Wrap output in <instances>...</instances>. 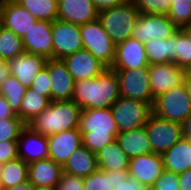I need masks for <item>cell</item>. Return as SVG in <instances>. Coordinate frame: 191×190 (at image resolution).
Returning <instances> with one entry per match:
<instances>
[{
  "label": "cell",
  "mask_w": 191,
  "mask_h": 190,
  "mask_svg": "<svg viewBox=\"0 0 191 190\" xmlns=\"http://www.w3.org/2000/svg\"><path fill=\"white\" fill-rule=\"evenodd\" d=\"M120 97L118 75L107 68L90 80L75 82L73 100L81 109L110 108Z\"/></svg>",
  "instance_id": "6da1fadb"
},
{
  "label": "cell",
  "mask_w": 191,
  "mask_h": 190,
  "mask_svg": "<svg viewBox=\"0 0 191 190\" xmlns=\"http://www.w3.org/2000/svg\"><path fill=\"white\" fill-rule=\"evenodd\" d=\"M79 130L83 146L95 154L119 133L111 108L82 109Z\"/></svg>",
  "instance_id": "7a4b0ae2"
},
{
  "label": "cell",
  "mask_w": 191,
  "mask_h": 190,
  "mask_svg": "<svg viewBox=\"0 0 191 190\" xmlns=\"http://www.w3.org/2000/svg\"><path fill=\"white\" fill-rule=\"evenodd\" d=\"M82 109L73 100L51 101L28 126L43 136L79 128Z\"/></svg>",
  "instance_id": "3957f363"
},
{
  "label": "cell",
  "mask_w": 191,
  "mask_h": 190,
  "mask_svg": "<svg viewBox=\"0 0 191 190\" xmlns=\"http://www.w3.org/2000/svg\"><path fill=\"white\" fill-rule=\"evenodd\" d=\"M140 12L132 0L98 13L104 31L115 45L131 37Z\"/></svg>",
  "instance_id": "277c9868"
},
{
  "label": "cell",
  "mask_w": 191,
  "mask_h": 190,
  "mask_svg": "<svg viewBox=\"0 0 191 190\" xmlns=\"http://www.w3.org/2000/svg\"><path fill=\"white\" fill-rule=\"evenodd\" d=\"M152 109L162 119L183 124L191 116V102L183 83L154 98Z\"/></svg>",
  "instance_id": "5b68a950"
},
{
  "label": "cell",
  "mask_w": 191,
  "mask_h": 190,
  "mask_svg": "<svg viewBox=\"0 0 191 190\" xmlns=\"http://www.w3.org/2000/svg\"><path fill=\"white\" fill-rule=\"evenodd\" d=\"M79 29L84 49L110 68L114 61L116 45L104 31L99 19L80 25Z\"/></svg>",
  "instance_id": "8992f818"
},
{
  "label": "cell",
  "mask_w": 191,
  "mask_h": 190,
  "mask_svg": "<svg viewBox=\"0 0 191 190\" xmlns=\"http://www.w3.org/2000/svg\"><path fill=\"white\" fill-rule=\"evenodd\" d=\"M110 108L119 132L144 127L153 114L152 105L124 97H119Z\"/></svg>",
  "instance_id": "52a82bcc"
},
{
  "label": "cell",
  "mask_w": 191,
  "mask_h": 190,
  "mask_svg": "<svg viewBox=\"0 0 191 190\" xmlns=\"http://www.w3.org/2000/svg\"><path fill=\"white\" fill-rule=\"evenodd\" d=\"M117 72L120 97L139 100L153 106L148 67L140 69H112Z\"/></svg>",
  "instance_id": "ba28073f"
},
{
  "label": "cell",
  "mask_w": 191,
  "mask_h": 190,
  "mask_svg": "<svg viewBox=\"0 0 191 190\" xmlns=\"http://www.w3.org/2000/svg\"><path fill=\"white\" fill-rule=\"evenodd\" d=\"M153 153L162 154L183 137L182 124L152 114L145 125Z\"/></svg>",
  "instance_id": "9c48e42d"
},
{
  "label": "cell",
  "mask_w": 191,
  "mask_h": 190,
  "mask_svg": "<svg viewBox=\"0 0 191 190\" xmlns=\"http://www.w3.org/2000/svg\"><path fill=\"white\" fill-rule=\"evenodd\" d=\"M178 30L179 28L167 15L140 13L131 37L144 44L151 39L165 40Z\"/></svg>",
  "instance_id": "30bf717a"
},
{
  "label": "cell",
  "mask_w": 191,
  "mask_h": 190,
  "mask_svg": "<svg viewBox=\"0 0 191 190\" xmlns=\"http://www.w3.org/2000/svg\"><path fill=\"white\" fill-rule=\"evenodd\" d=\"M53 59L61 60L84 49L79 25L61 20L52 22Z\"/></svg>",
  "instance_id": "8fae6325"
},
{
  "label": "cell",
  "mask_w": 191,
  "mask_h": 190,
  "mask_svg": "<svg viewBox=\"0 0 191 190\" xmlns=\"http://www.w3.org/2000/svg\"><path fill=\"white\" fill-rule=\"evenodd\" d=\"M153 98L183 83L186 70L174 62L148 66Z\"/></svg>",
  "instance_id": "7c38bea8"
},
{
  "label": "cell",
  "mask_w": 191,
  "mask_h": 190,
  "mask_svg": "<svg viewBox=\"0 0 191 190\" xmlns=\"http://www.w3.org/2000/svg\"><path fill=\"white\" fill-rule=\"evenodd\" d=\"M38 20L15 0H0V24L23 38Z\"/></svg>",
  "instance_id": "4fadbf2b"
},
{
  "label": "cell",
  "mask_w": 191,
  "mask_h": 190,
  "mask_svg": "<svg viewBox=\"0 0 191 190\" xmlns=\"http://www.w3.org/2000/svg\"><path fill=\"white\" fill-rule=\"evenodd\" d=\"M74 81L90 80L100 75L107 67L88 50L82 49L61 59Z\"/></svg>",
  "instance_id": "5bb4252c"
},
{
  "label": "cell",
  "mask_w": 191,
  "mask_h": 190,
  "mask_svg": "<svg viewBox=\"0 0 191 190\" xmlns=\"http://www.w3.org/2000/svg\"><path fill=\"white\" fill-rule=\"evenodd\" d=\"M48 155L55 163L62 167L70 155L83 145L79 128L66 130L47 136Z\"/></svg>",
  "instance_id": "9a60e30c"
},
{
  "label": "cell",
  "mask_w": 191,
  "mask_h": 190,
  "mask_svg": "<svg viewBox=\"0 0 191 190\" xmlns=\"http://www.w3.org/2000/svg\"><path fill=\"white\" fill-rule=\"evenodd\" d=\"M22 41L25 52L53 59L52 22L38 20Z\"/></svg>",
  "instance_id": "2e32d148"
},
{
  "label": "cell",
  "mask_w": 191,
  "mask_h": 190,
  "mask_svg": "<svg viewBox=\"0 0 191 190\" xmlns=\"http://www.w3.org/2000/svg\"><path fill=\"white\" fill-rule=\"evenodd\" d=\"M144 44L130 37L115 46V56L111 69H140L148 67Z\"/></svg>",
  "instance_id": "e0dca14e"
},
{
  "label": "cell",
  "mask_w": 191,
  "mask_h": 190,
  "mask_svg": "<svg viewBox=\"0 0 191 190\" xmlns=\"http://www.w3.org/2000/svg\"><path fill=\"white\" fill-rule=\"evenodd\" d=\"M164 171L161 154L151 153L130 158L128 174L136 178L147 188H151L154 182Z\"/></svg>",
  "instance_id": "ac0fdd59"
},
{
  "label": "cell",
  "mask_w": 191,
  "mask_h": 190,
  "mask_svg": "<svg viewBox=\"0 0 191 190\" xmlns=\"http://www.w3.org/2000/svg\"><path fill=\"white\" fill-rule=\"evenodd\" d=\"M17 148L18 157L27 164L49 158L47 136L33 131L28 125L19 134Z\"/></svg>",
  "instance_id": "d6986e66"
},
{
  "label": "cell",
  "mask_w": 191,
  "mask_h": 190,
  "mask_svg": "<svg viewBox=\"0 0 191 190\" xmlns=\"http://www.w3.org/2000/svg\"><path fill=\"white\" fill-rule=\"evenodd\" d=\"M47 61L44 56L24 52L7 61L9 74L26 88H30L38 73L45 68Z\"/></svg>",
  "instance_id": "ffe728a7"
},
{
  "label": "cell",
  "mask_w": 191,
  "mask_h": 190,
  "mask_svg": "<svg viewBox=\"0 0 191 190\" xmlns=\"http://www.w3.org/2000/svg\"><path fill=\"white\" fill-rule=\"evenodd\" d=\"M51 101L71 100L75 81L62 60L48 59Z\"/></svg>",
  "instance_id": "44dd1931"
},
{
  "label": "cell",
  "mask_w": 191,
  "mask_h": 190,
  "mask_svg": "<svg viewBox=\"0 0 191 190\" xmlns=\"http://www.w3.org/2000/svg\"><path fill=\"white\" fill-rule=\"evenodd\" d=\"M97 18L92 0H58V20L80 26Z\"/></svg>",
  "instance_id": "7402d4cb"
},
{
  "label": "cell",
  "mask_w": 191,
  "mask_h": 190,
  "mask_svg": "<svg viewBox=\"0 0 191 190\" xmlns=\"http://www.w3.org/2000/svg\"><path fill=\"white\" fill-rule=\"evenodd\" d=\"M62 172V166L49 158L28 164V180L34 187L57 186Z\"/></svg>",
  "instance_id": "603a6c76"
},
{
  "label": "cell",
  "mask_w": 191,
  "mask_h": 190,
  "mask_svg": "<svg viewBox=\"0 0 191 190\" xmlns=\"http://www.w3.org/2000/svg\"><path fill=\"white\" fill-rule=\"evenodd\" d=\"M161 157L164 170L180 174L191 169V140L182 137Z\"/></svg>",
  "instance_id": "cb8c5ba5"
},
{
  "label": "cell",
  "mask_w": 191,
  "mask_h": 190,
  "mask_svg": "<svg viewBox=\"0 0 191 190\" xmlns=\"http://www.w3.org/2000/svg\"><path fill=\"white\" fill-rule=\"evenodd\" d=\"M116 141L129 159L153 153L145 126L119 132L116 135Z\"/></svg>",
  "instance_id": "d4e9b609"
},
{
  "label": "cell",
  "mask_w": 191,
  "mask_h": 190,
  "mask_svg": "<svg viewBox=\"0 0 191 190\" xmlns=\"http://www.w3.org/2000/svg\"><path fill=\"white\" fill-rule=\"evenodd\" d=\"M95 155L98 169L101 171H128L130 159L116 140L104 146Z\"/></svg>",
  "instance_id": "484cf974"
},
{
  "label": "cell",
  "mask_w": 191,
  "mask_h": 190,
  "mask_svg": "<svg viewBox=\"0 0 191 190\" xmlns=\"http://www.w3.org/2000/svg\"><path fill=\"white\" fill-rule=\"evenodd\" d=\"M62 168L68 174L88 176L98 170L96 155L82 145L70 155Z\"/></svg>",
  "instance_id": "4316f807"
},
{
  "label": "cell",
  "mask_w": 191,
  "mask_h": 190,
  "mask_svg": "<svg viewBox=\"0 0 191 190\" xmlns=\"http://www.w3.org/2000/svg\"><path fill=\"white\" fill-rule=\"evenodd\" d=\"M175 43L177 32L165 40L151 39L144 43L148 64L175 63Z\"/></svg>",
  "instance_id": "83f0119b"
},
{
  "label": "cell",
  "mask_w": 191,
  "mask_h": 190,
  "mask_svg": "<svg viewBox=\"0 0 191 190\" xmlns=\"http://www.w3.org/2000/svg\"><path fill=\"white\" fill-rule=\"evenodd\" d=\"M51 103L48 97L27 88L22 98L20 111L16 114L26 125L40 115Z\"/></svg>",
  "instance_id": "f1b7e54d"
},
{
  "label": "cell",
  "mask_w": 191,
  "mask_h": 190,
  "mask_svg": "<svg viewBox=\"0 0 191 190\" xmlns=\"http://www.w3.org/2000/svg\"><path fill=\"white\" fill-rule=\"evenodd\" d=\"M3 188L14 187L28 180V164L19 157L0 165Z\"/></svg>",
  "instance_id": "f546056e"
},
{
  "label": "cell",
  "mask_w": 191,
  "mask_h": 190,
  "mask_svg": "<svg viewBox=\"0 0 191 190\" xmlns=\"http://www.w3.org/2000/svg\"><path fill=\"white\" fill-rule=\"evenodd\" d=\"M37 20L53 22L58 15V0H15Z\"/></svg>",
  "instance_id": "4dcf8cb0"
},
{
  "label": "cell",
  "mask_w": 191,
  "mask_h": 190,
  "mask_svg": "<svg viewBox=\"0 0 191 190\" xmlns=\"http://www.w3.org/2000/svg\"><path fill=\"white\" fill-rule=\"evenodd\" d=\"M25 52L22 38L0 24V55L9 61Z\"/></svg>",
  "instance_id": "1f68e13d"
},
{
  "label": "cell",
  "mask_w": 191,
  "mask_h": 190,
  "mask_svg": "<svg viewBox=\"0 0 191 190\" xmlns=\"http://www.w3.org/2000/svg\"><path fill=\"white\" fill-rule=\"evenodd\" d=\"M26 90L27 88L12 75H9L0 86V93L6 98L15 114L20 111L22 98Z\"/></svg>",
  "instance_id": "d6a6232c"
},
{
  "label": "cell",
  "mask_w": 191,
  "mask_h": 190,
  "mask_svg": "<svg viewBox=\"0 0 191 190\" xmlns=\"http://www.w3.org/2000/svg\"><path fill=\"white\" fill-rule=\"evenodd\" d=\"M167 16L178 27L191 23V2L189 0H171Z\"/></svg>",
  "instance_id": "836d02e7"
},
{
  "label": "cell",
  "mask_w": 191,
  "mask_h": 190,
  "mask_svg": "<svg viewBox=\"0 0 191 190\" xmlns=\"http://www.w3.org/2000/svg\"><path fill=\"white\" fill-rule=\"evenodd\" d=\"M175 64L186 71L191 68V42L180 29L175 43Z\"/></svg>",
  "instance_id": "e575fe53"
},
{
  "label": "cell",
  "mask_w": 191,
  "mask_h": 190,
  "mask_svg": "<svg viewBox=\"0 0 191 190\" xmlns=\"http://www.w3.org/2000/svg\"><path fill=\"white\" fill-rule=\"evenodd\" d=\"M26 124L20 118H6L0 120V143L17 141L21 130Z\"/></svg>",
  "instance_id": "d590c367"
},
{
  "label": "cell",
  "mask_w": 191,
  "mask_h": 190,
  "mask_svg": "<svg viewBox=\"0 0 191 190\" xmlns=\"http://www.w3.org/2000/svg\"><path fill=\"white\" fill-rule=\"evenodd\" d=\"M83 187L84 190H113L111 176L99 169L83 177Z\"/></svg>",
  "instance_id": "8d00e7d4"
},
{
  "label": "cell",
  "mask_w": 191,
  "mask_h": 190,
  "mask_svg": "<svg viewBox=\"0 0 191 190\" xmlns=\"http://www.w3.org/2000/svg\"><path fill=\"white\" fill-rule=\"evenodd\" d=\"M140 13L164 14L170 10L171 0H132Z\"/></svg>",
  "instance_id": "74e56055"
},
{
  "label": "cell",
  "mask_w": 191,
  "mask_h": 190,
  "mask_svg": "<svg viewBox=\"0 0 191 190\" xmlns=\"http://www.w3.org/2000/svg\"><path fill=\"white\" fill-rule=\"evenodd\" d=\"M30 89L51 100V79L48 73V61L45 68L38 73L32 82Z\"/></svg>",
  "instance_id": "f35d334b"
},
{
  "label": "cell",
  "mask_w": 191,
  "mask_h": 190,
  "mask_svg": "<svg viewBox=\"0 0 191 190\" xmlns=\"http://www.w3.org/2000/svg\"><path fill=\"white\" fill-rule=\"evenodd\" d=\"M178 174L164 170L149 190H181Z\"/></svg>",
  "instance_id": "ab89813d"
},
{
  "label": "cell",
  "mask_w": 191,
  "mask_h": 190,
  "mask_svg": "<svg viewBox=\"0 0 191 190\" xmlns=\"http://www.w3.org/2000/svg\"><path fill=\"white\" fill-rule=\"evenodd\" d=\"M57 190H84L83 177L62 172Z\"/></svg>",
  "instance_id": "60d3db41"
},
{
  "label": "cell",
  "mask_w": 191,
  "mask_h": 190,
  "mask_svg": "<svg viewBox=\"0 0 191 190\" xmlns=\"http://www.w3.org/2000/svg\"><path fill=\"white\" fill-rule=\"evenodd\" d=\"M18 158L17 141H4L0 143V165Z\"/></svg>",
  "instance_id": "b9f144b4"
},
{
  "label": "cell",
  "mask_w": 191,
  "mask_h": 190,
  "mask_svg": "<svg viewBox=\"0 0 191 190\" xmlns=\"http://www.w3.org/2000/svg\"><path fill=\"white\" fill-rule=\"evenodd\" d=\"M113 190H149L145 185L140 183L136 178L128 176L120 182Z\"/></svg>",
  "instance_id": "7bdbcfd3"
},
{
  "label": "cell",
  "mask_w": 191,
  "mask_h": 190,
  "mask_svg": "<svg viewBox=\"0 0 191 190\" xmlns=\"http://www.w3.org/2000/svg\"><path fill=\"white\" fill-rule=\"evenodd\" d=\"M126 1L127 0H92L94 7L98 13L119 6Z\"/></svg>",
  "instance_id": "ee69618b"
},
{
  "label": "cell",
  "mask_w": 191,
  "mask_h": 190,
  "mask_svg": "<svg viewBox=\"0 0 191 190\" xmlns=\"http://www.w3.org/2000/svg\"><path fill=\"white\" fill-rule=\"evenodd\" d=\"M6 118H19L9 106L6 98L0 93V120Z\"/></svg>",
  "instance_id": "f6af8a7d"
},
{
  "label": "cell",
  "mask_w": 191,
  "mask_h": 190,
  "mask_svg": "<svg viewBox=\"0 0 191 190\" xmlns=\"http://www.w3.org/2000/svg\"><path fill=\"white\" fill-rule=\"evenodd\" d=\"M104 172L107 174V176H111V182L113 188L129 176L128 171H104Z\"/></svg>",
  "instance_id": "bcb514c9"
},
{
  "label": "cell",
  "mask_w": 191,
  "mask_h": 190,
  "mask_svg": "<svg viewBox=\"0 0 191 190\" xmlns=\"http://www.w3.org/2000/svg\"><path fill=\"white\" fill-rule=\"evenodd\" d=\"M181 190H191V169L178 174Z\"/></svg>",
  "instance_id": "7dc6e473"
},
{
  "label": "cell",
  "mask_w": 191,
  "mask_h": 190,
  "mask_svg": "<svg viewBox=\"0 0 191 190\" xmlns=\"http://www.w3.org/2000/svg\"><path fill=\"white\" fill-rule=\"evenodd\" d=\"M183 85L191 102V73L188 70L185 72Z\"/></svg>",
  "instance_id": "c3c4849f"
},
{
  "label": "cell",
  "mask_w": 191,
  "mask_h": 190,
  "mask_svg": "<svg viewBox=\"0 0 191 190\" xmlns=\"http://www.w3.org/2000/svg\"><path fill=\"white\" fill-rule=\"evenodd\" d=\"M183 137L191 140V116L188 117L182 124Z\"/></svg>",
  "instance_id": "681fc988"
},
{
  "label": "cell",
  "mask_w": 191,
  "mask_h": 190,
  "mask_svg": "<svg viewBox=\"0 0 191 190\" xmlns=\"http://www.w3.org/2000/svg\"><path fill=\"white\" fill-rule=\"evenodd\" d=\"M34 186L29 182V180L18 184L14 187H10V188H3V190H34Z\"/></svg>",
  "instance_id": "f907efd6"
},
{
  "label": "cell",
  "mask_w": 191,
  "mask_h": 190,
  "mask_svg": "<svg viewBox=\"0 0 191 190\" xmlns=\"http://www.w3.org/2000/svg\"><path fill=\"white\" fill-rule=\"evenodd\" d=\"M9 69H8V64L7 61H4L0 65V86L2 83L6 80V78L9 76Z\"/></svg>",
  "instance_id": "816d5d0a"
},
{
  "label": "cell",
  "mask_w": 191,
  "mask_h": 190,
  "mask_svg": "<svg viewBox=\"0 0 191 190\" xmlns=\"http://www.w3.org/2000/svg\"><path fill=\"white\" fill-rule=\"evenodd\" d=\"M188 38V40H190L191 42V23L190 24H186L182 27L179 28Z\"/></svg>",
  "instance_id": "f5cc1de1"
},
{
  "label": "cell",
  "mask_w": 191,
  "mask_h": 190,
  "mask_svg": "<svg viewBox=\"0 0 191 190\" xmlns=\"http://www.w3.org/2000/svg\"><path fill=\"white\" fill-rule=\"evenodd\" d=\"M34 190H57L56 186L35 187Z\"/></svg>",
  "instance_id": "db71d44e"
},
{
  "label": "cell",
  "mask_w": 191,
  "mask_h": 190,
  "mask_svg": "<svg viewBox=\"0 0 191 190\" xmlns=\"http://www.w3.org/2000/svg\"><path fill=\"white\" fill-rule=\"evenodd\" d=\"M5 60L3 59V57L0 55V65L4 62Z\"/></svg>",
  "instance_id": "11a10c76"
},
{
  "label": "cell",
  "mask_w": 191,
  "mask_h": 190,
  "mask_svg": "<svg viewBox=\"0 0 191 190\" xmlns=\"http://www.w3.org/2000/svg\"><path fill=\"white\" fill-rule=\"evenodd\" d=\"M0 190H3L1 179H0Z\"/></svg>",
  "instance_id": "9f6ffc18"
}]
</instances>
